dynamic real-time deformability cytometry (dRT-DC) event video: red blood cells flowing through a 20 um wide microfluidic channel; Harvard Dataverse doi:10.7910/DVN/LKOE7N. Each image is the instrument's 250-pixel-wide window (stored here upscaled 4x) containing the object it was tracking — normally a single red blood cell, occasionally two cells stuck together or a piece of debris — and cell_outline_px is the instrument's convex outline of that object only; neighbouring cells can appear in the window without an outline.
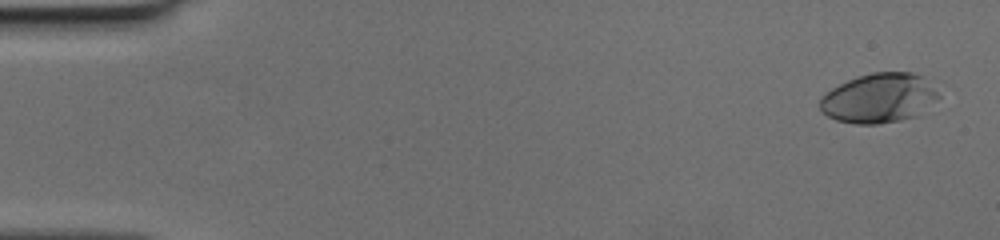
{"species": "human", "species_latin": "Homo sapiens", "temperature_condition": "cold", "stored_images_in_passage": 50, "camera_frame_rate_fps": 3000, "um_per_image_px": 0.085, "donor": {"sex": "female"}, "frame": {"image": 1, "passage_image": 3, "time_ms": 0.667, "image_size_px": [1000, 240], "cell_outline_px": [[940, 96], [920, 116], [900, 120], [876, 124], [856, 124], [836, 120], [828, 116], [820, 108], [820, 100], [832, 88], [848, 80], [872, 72], [912, 72], [920, 76]], "centroid_in_image_um": [74.72, 8.36], "position_along_channel_um": 10.3, "area_um2": 33.81}}
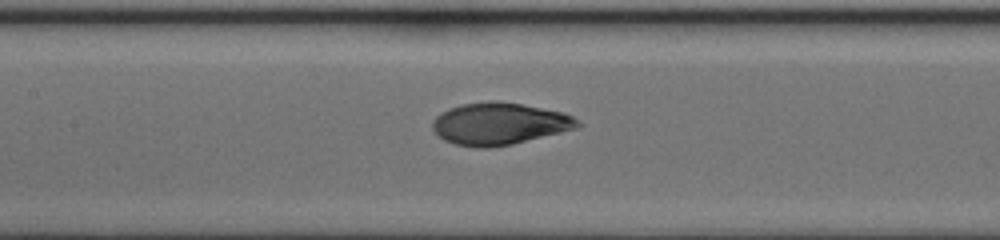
{"frame": {"image": 2, "passage_image": 25, "time_ms": 8.0, "image_size_px": [1000, 240], "cell_outline_px": [[580, 124], [576, 128], [512, 144], [488, 148], [476, 148], [456, 144], [444, 140], [432, 128], [432, 120], [436, 116], [448, 108], [464, 104], [492, 100], [496, 100], [520, 104], [564, 112], [572, 116]], "centroid_in_image_um": [42.4, 10.51], "position_along_channel_um": 165.0, "area_um2": 35.26}}
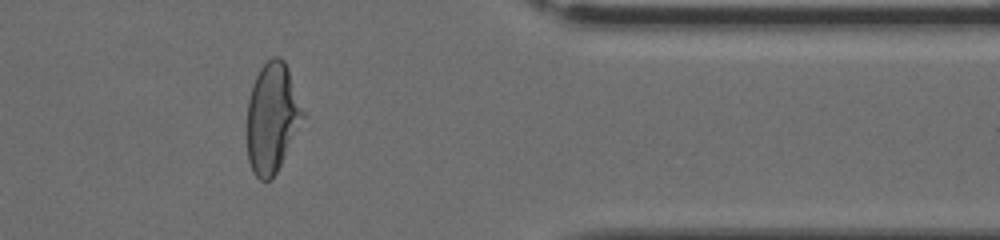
{"frame": {"image": 3, "passage_image": 42, "time_ms": 13.667, "image_size_px": [1000, 240], "cell_outline_px": [[304, 116], [272, 180], [260, 180], [252, 172], [248, 160], [248, 100], [252, 84], [260, 68], [272, 56], [280, 56], [284, 60], [288, 68], [304, 112]], "centroid_in_image_um": [23.11, 9.99], "position_along_channel_um": 388.3, "area_um2": 35.2}}